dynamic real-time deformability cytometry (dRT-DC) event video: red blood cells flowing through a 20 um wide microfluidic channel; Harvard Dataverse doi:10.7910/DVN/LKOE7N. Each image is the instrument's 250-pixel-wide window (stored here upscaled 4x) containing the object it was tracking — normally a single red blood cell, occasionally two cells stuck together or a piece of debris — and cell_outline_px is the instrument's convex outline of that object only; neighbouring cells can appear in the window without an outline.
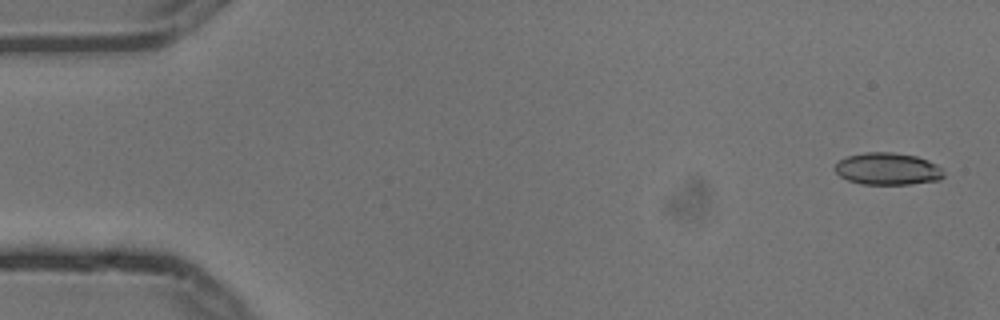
{"species": "common noctule bat (a hibernating species)", "species_latin": "Nyctalus noctula", "temperature_condition": "cold", "stored_images_in_passage": 5, "camera_frame_rate_fps": 3000, "um_per_image_px": 0.085, "animal": {"sex": "male", "body_mass_g": 13.3}, "frame": {"image": 1, "passage_image": 1, "time_ms": 0.0, "image_size_px": [1000, 320], "cell_outline_px": [[944, 176], [940, 180], [908, 184], [860, 184], [848, 180], [840, 176], [836, 172], [836, 164], [840, 160], [848, 156], [864, 152], [892, 152], [916, 156], [928, 160], [936, 164], [944, 172]], "centroid_in_image_um": [75.47, 14.35], "position_along_channel_um": 9.5, "area_um2": 20.29}}
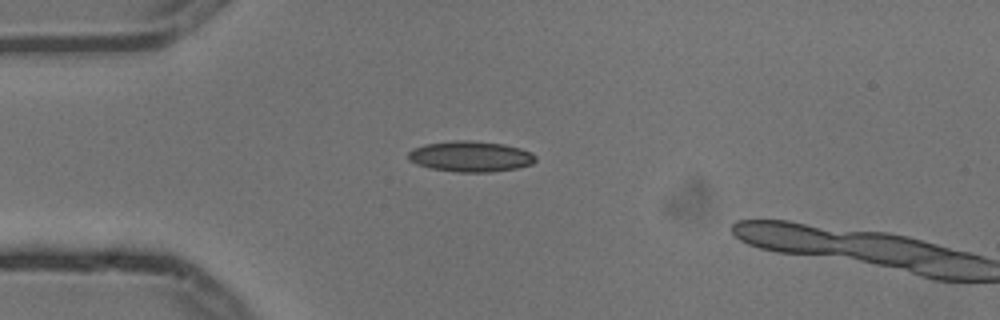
{"frame": {"image": 2, "passage_image": 4, "time_ms": 1.0, "image_size_px": [1000, 320], "cell_outline_px": [[536, 160], [532, 164], [516, 168], [488, 172], [456, 172], [428, 168], [416, 164], [408, 160], [408, 152], [412, 148], [424, 144], [452, 140], [472, 140], [504, 144], [520, 148], [532, 152], [536, 156]], "centroid_in_image_um": [39.97, 13.29], "position_along_channel_um": 45.0, "area_um2": 23.06}}